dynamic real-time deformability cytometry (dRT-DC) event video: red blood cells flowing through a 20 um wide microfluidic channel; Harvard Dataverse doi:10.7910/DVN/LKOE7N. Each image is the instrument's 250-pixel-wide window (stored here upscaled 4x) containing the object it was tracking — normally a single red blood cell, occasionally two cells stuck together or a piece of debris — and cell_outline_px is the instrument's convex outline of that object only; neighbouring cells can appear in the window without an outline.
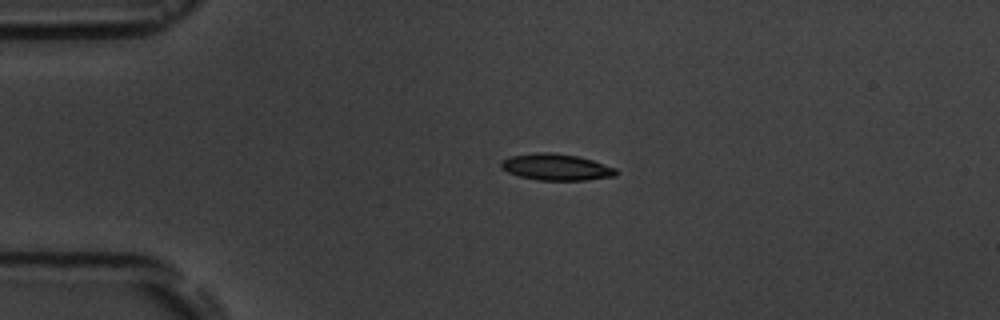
{"species": "common noctule bat (a hibernating species)", "species_latin": "Nyctalus noctula", "temperature_condition": "room temperature", "stored_images_in_passage": 4, "camera_frame_rate_fps": 3000, "um_per_image_px": 0.085, "animal": {"sex": "male", "body_mass_g": 19.5, "forearm_length_mm": 54.6}, "frame": {"image": 1, "passage_image": 3, "time_ms": 2.0, "image_size_px": [1000, 320], "cell_outline_px": [[616, 176], [584, 180], [536, 180], [520, 176], [508, 172], [500, 168], [500, 160], [508, 156], [536, 152], [552, 152], [576, 156], [592, 160], [616, 168]], "centroid_in_image_um": [47.22, 14.19], "position_along_channel_um": 37.8, "area_um2": 17.8}}